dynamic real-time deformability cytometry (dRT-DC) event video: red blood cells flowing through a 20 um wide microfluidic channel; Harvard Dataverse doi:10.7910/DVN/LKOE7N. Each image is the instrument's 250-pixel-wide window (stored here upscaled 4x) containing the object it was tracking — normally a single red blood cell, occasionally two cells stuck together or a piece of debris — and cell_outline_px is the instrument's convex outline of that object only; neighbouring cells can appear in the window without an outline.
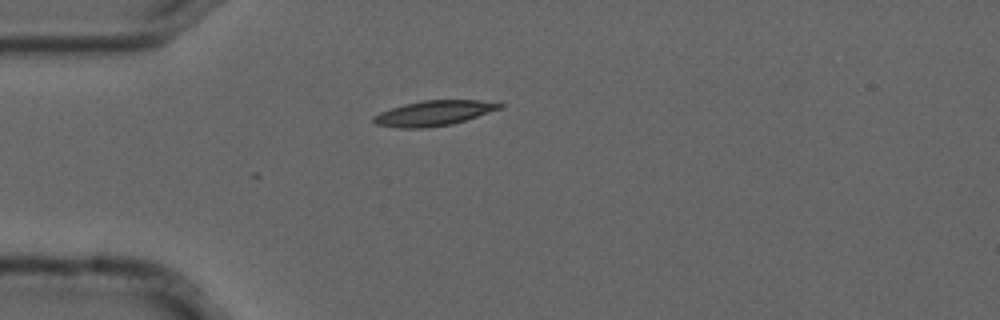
{"species": "common noctule bat (a hibernating species)", "species_latin": "Nyctalus noctula", "temperature_condition": "cold", "stored_images_in_passage": 1, "camera_frame_rate_fps": 3000, "um_per_image_px": 0.085, "animal": {"sex": "male", "forearm_length_mm": 52.5}, "frame": {"image": 1, "passage_image": 1, "time_ms": 0.0, "image_size_px": [1000, 320], "cell_outline_px": [[504, 104], [500, 108], [452, 124], [424, 128], [396, 128], [376, 124], [372, 120], [372, 116], [380, 112], [404, 104], [424, 100], [480, 100]], "centroid_in_image_um": [36.8, 9.62], "position_along_channel_um": 48.2, "area_um2": 18.21}}